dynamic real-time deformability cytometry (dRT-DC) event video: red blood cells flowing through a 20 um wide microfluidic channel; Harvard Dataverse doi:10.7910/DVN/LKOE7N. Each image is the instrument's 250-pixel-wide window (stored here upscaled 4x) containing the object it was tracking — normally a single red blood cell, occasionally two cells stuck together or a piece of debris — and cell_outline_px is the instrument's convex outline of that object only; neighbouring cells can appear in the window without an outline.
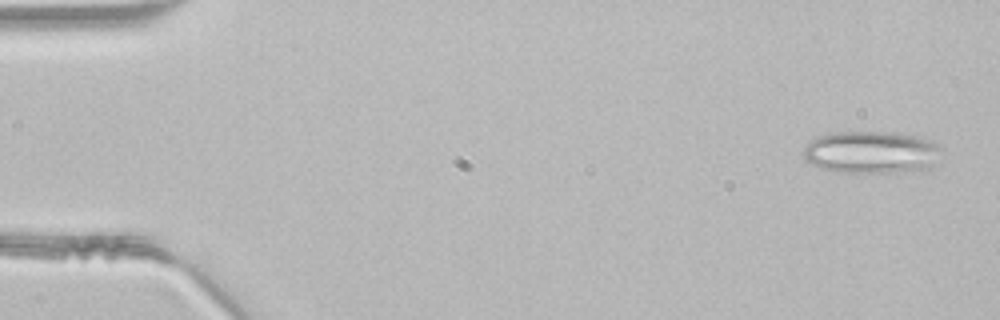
{"species": "common noctule bat (a hibernating species)", "species_latin": "Nyctalus noctula", "temperature_condition": "room temperature", "stored_images_in_passage": 40, "camera_frame_rate_fps": 3000, "um_per_image_px": 0.085, "animal": {"sex": "male", "body_mass_g": 21.5, "forearm_length_mm": 52.0}, "frame": {"image": 1, "passage_image": 2, "time_ms": 0.333, "image_size_px": [1000, 320], "cell_outline_px": [[944, 148], [932, 168], [904, 172], [836, 172], [820, 168], [804, 160], [804, 148], [816, 136], [832, 132], [892, 132], [920, 136], [932, 140]], "centroid_in_image_um": [74.12, 12.94], "position_along_channel_um": 10.9, "area_um2": 34.62}}
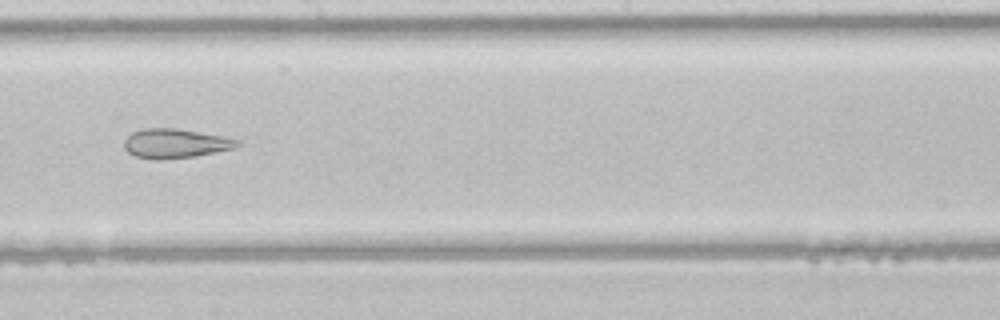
{"frame": {"image": 2, "passage_image": 26, "time_ms": 8.333, "image_size_px": [1000, 320], "cell_outline_px": [[240, 144], [232, 148], [216, 152], [192, 156], [160, 160], [156, 160], [136, 156], [128, 152], [124, 148], [124, 140], [132, 132], [144, 128], [176, 128], [220, 136], [240, 140]], "centroid_in_image_um": [14.85, 12.19], "position_along_channel_um": 233.3, "area_um2": 19.07}}
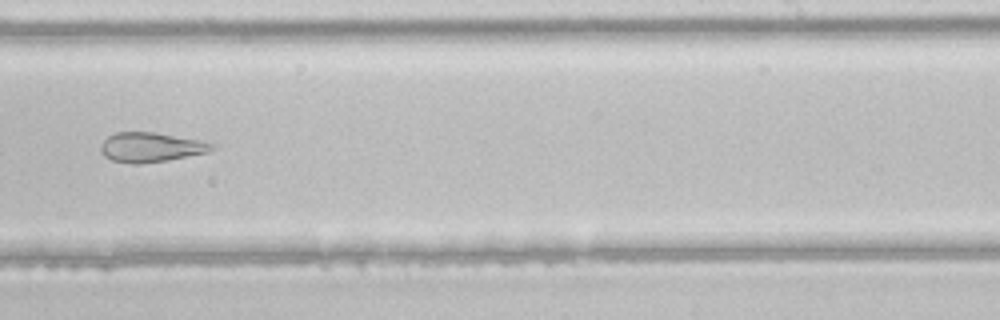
{"frame": {"image": 3, "passage_image": 29, "time_ms": 9.333, "image_size_px": [1000, 320], "cell_outline_px": [[216, 148], [208, 152], [168, 160], [140, 164], [132, 164], [112, 160], [104, 156], [100, 152], [100, 144], [108, 136], [116, 132], [156, 132], [212, 140], [216, 144]], "centroid_in_image_um": [12.92, 12.49], "position_along_channel_um": 276.1, "area_um2": 19.88}}